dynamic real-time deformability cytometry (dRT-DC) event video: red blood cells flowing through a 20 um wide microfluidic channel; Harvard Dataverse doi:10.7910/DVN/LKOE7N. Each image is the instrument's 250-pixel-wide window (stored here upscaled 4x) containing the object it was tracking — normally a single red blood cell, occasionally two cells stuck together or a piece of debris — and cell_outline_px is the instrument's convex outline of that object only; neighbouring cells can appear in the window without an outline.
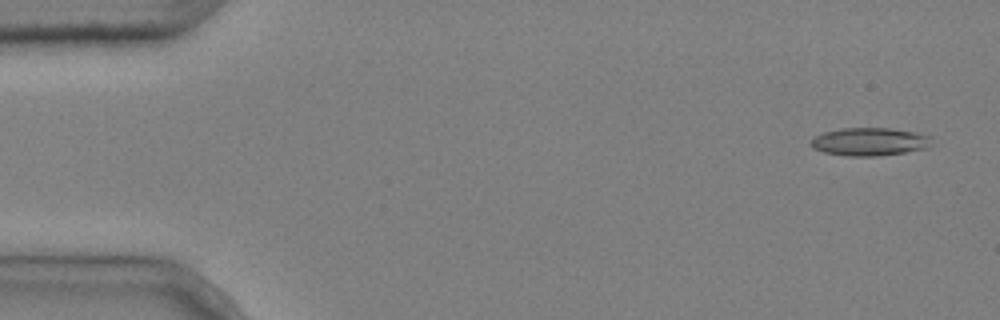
{"species": "common noctule bat (a hibernating species)", "species_latin": "Nyctalus noctula", "temperature_condition": "cold", "stored_images_in_passage": 4, "camera_frame_rate_fps": 3000, "um_per_image_px": 0.085, "animal": {"sex": "male", "body_mass_g": 20.4}, "frame": {"image": 1, "passage_image": 1, "time_ms": 0.0, "image_size_px": [1000, 320], "cell_outline_px": [[932, 136], [928, 148], [904, 152], [876, 156], [848, 156], [824, 152], [812, 148], [812, 140], [816, 136], [824, 132], [840, 128], [892, 128], [916, 132]], "centroid_in_image_um": [73.94, 12.04], "position_along_channel_um": 11.1, "area_um2": 19.65}}
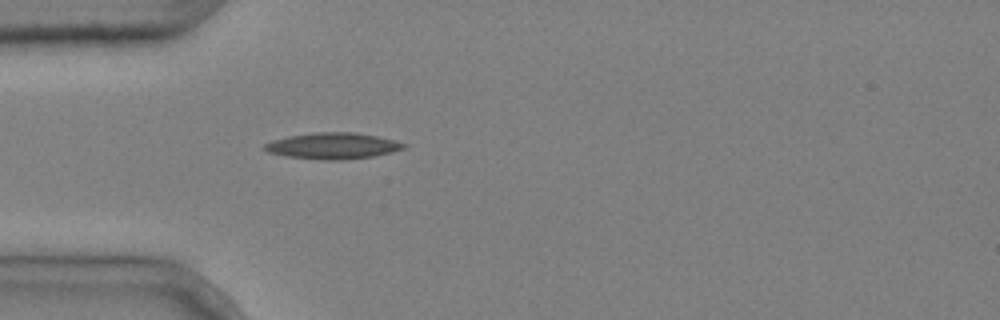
{"frame": {"image": 2, "passage_image": 4, "time_ms": 1.0, "image_size_px": [1000, 320], "cell_outline_px": [[408, 144], [404, 148], [392, 152], [372, 156], [340, 160], [328, 160], [288, 156], [268, 152], [264, 148], [264, 144], [272, 140], [288, 136], [316, 132], [356, 132], [396, 140]], "centroid_in_image_um": [28.32, 12.38], "position_along_channel_um": 56.7, "area_um2": 21.1}}